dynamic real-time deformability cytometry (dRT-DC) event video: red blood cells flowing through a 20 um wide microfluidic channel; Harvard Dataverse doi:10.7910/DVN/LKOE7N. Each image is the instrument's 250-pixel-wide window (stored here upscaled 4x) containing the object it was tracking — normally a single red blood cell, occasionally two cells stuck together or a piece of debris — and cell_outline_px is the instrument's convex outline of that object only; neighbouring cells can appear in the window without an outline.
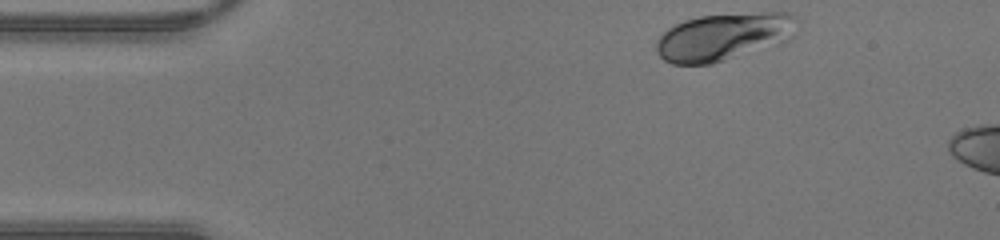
{"species": "human", "species_latin": "Homo sapiens", "temperature_condition": "warm", "stored_images_in_passage": 35, "camera_frame_rate_fps": 3000, "um_per_image_px": 0.085, "donor": {"sex": "male"}, "frame": {"image": 1, "passage_image": 1, "time_ms": 0.0, "image_size_px": [1000, 240], "cell_outline_px": [[800, 20], [724, 60], [712, 64], [672, 64], [664, 60], [656, 52], [656, 40], [668, 28], [684, 20], [700, 16], [764, 12], [792, 12]], "centroid_in_image_um": [61.08, 3.07], "position_along_channel_um": 23.9, "area_um2": 35.03}}
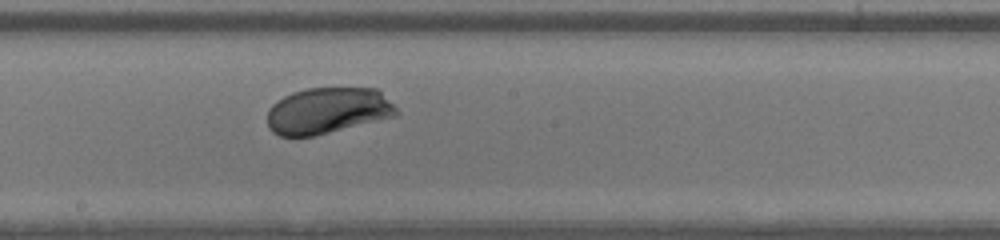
{"frame": {"image": 2, "passage_image": 19, "time_ms": 6.0, "image_size_px": [1000, 240], "cell_outline_px": [[400, 112], [396, 116], [312, 136], [280, 136], [272, 132], [268, 128], [268, 108], [272, 104], [284, 96], [292, 92], [308, 88], [376, 88]], "centroid_in_image_um": [27.82, 9.4], "position_along_channel_um": 220.4, "area_um2": 34.56}}
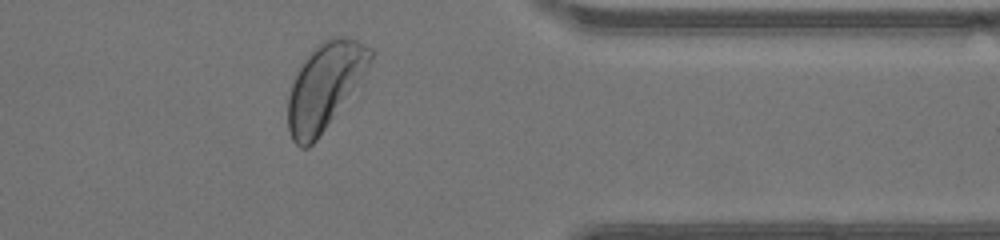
{"frame": {"image": 3, "passage_image": 31, "time_ms": 10.0, "image_size_px": [1000, 240], "cell_outline_px": [[376, 52], [372, 60], [364, 72], [316, 140], [308, 148], [300, 148], [292, 140], [288, 128], [288, 96], [292, 84], [304, 60], [312, 48], [324, 40], [332, 36], [344, 36], [356, 40], [372, 48]], "centroid_in_image_um": [27.58, 7.28], "position_along_channel_um": 383.8, "area_um2": 40.34}}